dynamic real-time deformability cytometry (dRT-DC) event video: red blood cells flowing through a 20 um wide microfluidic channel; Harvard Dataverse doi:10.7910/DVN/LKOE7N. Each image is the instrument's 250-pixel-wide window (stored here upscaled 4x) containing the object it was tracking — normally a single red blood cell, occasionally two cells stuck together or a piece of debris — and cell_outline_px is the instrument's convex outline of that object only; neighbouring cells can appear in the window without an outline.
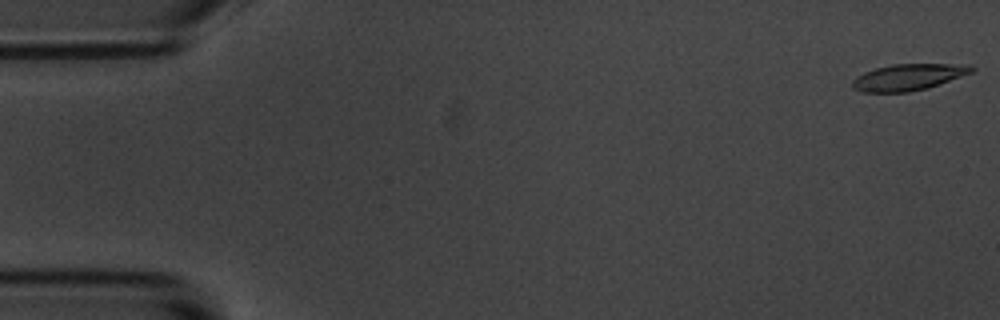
{"species": "common noctule bat (a hibernating species)", "species_latin": "Nyctalus noctula", "temperature_condition": "room temperature", "stored_images_in_passage": 7, "camera_frame_rate_fps": 3000, "um_per_image_px": 0.085, "animal": {"sex": "male", "body_mass_g": 20.1, "forearm_length_mm": 53.5}, "frame": {"image": 1, "passage_image": 1, "time_ms": 0.0, "image_size_px": [1000, 320], "cell_outline_px": [[976, 68], [972, 72], [928, 88], [908, 92], [864, 92], [852, 88], [852, 80], [856, 76], [864, 72], [876, 68], [892, 64], [964, 64]], "centroid_in_image_um": [77.18, 6.56], "position_along_channel_um": 7.8, "area_um2": 18.26}}
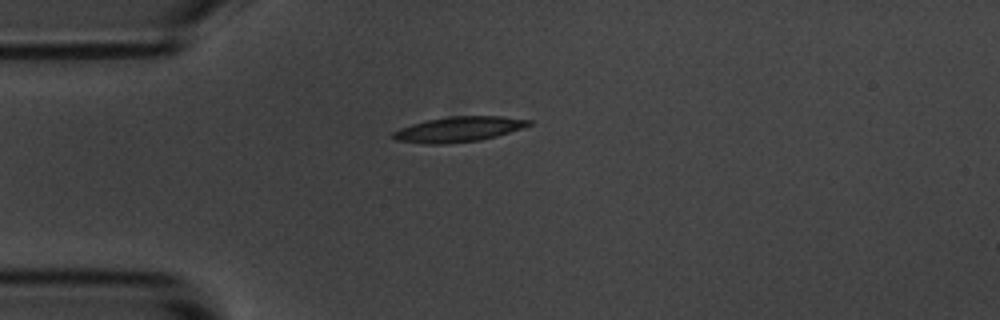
{"frame": {"image": 2, "passage_image": 4, "time_ms": 1.0, "image_size_px": [1000, 320], "cell_outline_px": [[532, 124], [496, 136], [480, 140], [448, 144], [424, 144], [396, 140], [392, 136], [392, 132], [400, 128], [424, 120], [452, 116], [500, 116], [532, 120]], "centroid_in_image_um": [38.94, 10.99], "position_along_channel_um": 46.1, "area_um2": 19.88}}
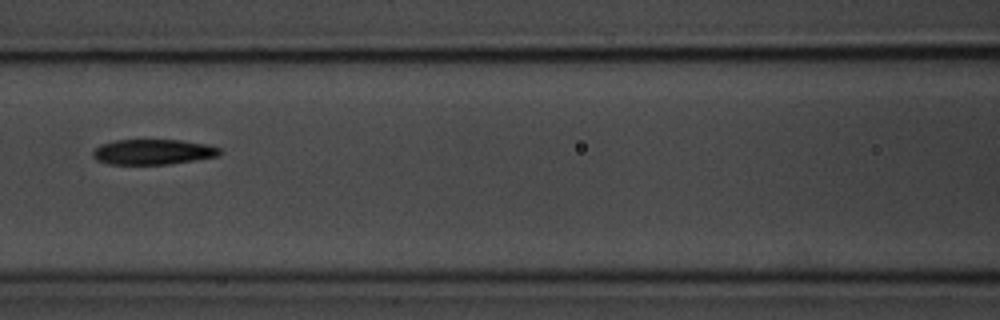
{"frame": {"image": 3, "passage_image": 7, "time_ms": 2.0, "image_size_px": [1000, 320], "cell_outline_px": [[224, 152], [220, 156], [196, 160], [168, 164], [108, 164], [96, 160], [92, 156], [92, 152], [100, 144], [116, 140], [180, 140], [208, 144], [220, 148]], "centroid_in_image_um": [13.04, 12.91], "position_along_channel_um": 153.6, "area_um2": 18.9}}